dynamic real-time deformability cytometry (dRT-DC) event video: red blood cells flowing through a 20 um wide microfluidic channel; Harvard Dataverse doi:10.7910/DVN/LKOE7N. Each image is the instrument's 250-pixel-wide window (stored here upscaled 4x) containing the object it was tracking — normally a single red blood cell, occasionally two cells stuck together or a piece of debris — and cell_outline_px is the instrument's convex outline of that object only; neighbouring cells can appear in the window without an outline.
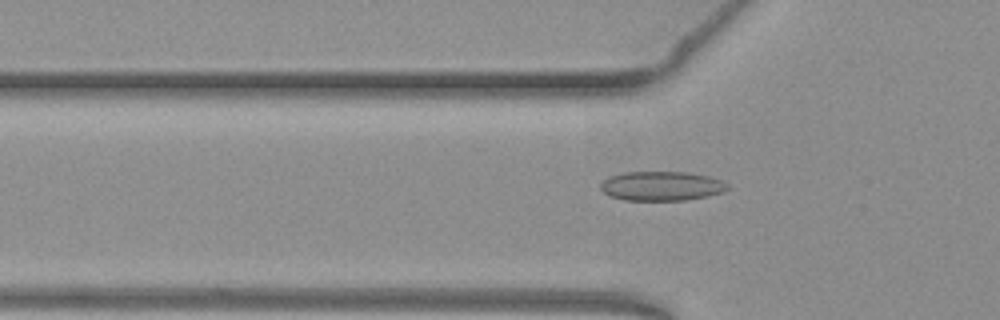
{"species": "common noctule bat (a hibernating species)", "species_latin": "Nyctalus noctula", "temperature_condition": "warm", "stored_images_in_passage": 40, "camera_frame_rate_fps": 3000, "um_per_image_px": 0.085, "animal": {"sex": "female", "body_mass_g": 19.3, "forearm_length_mm": 54.1}, "frame": {"image": 1, "passage_image": 10, "time_ms": 3.0, "image_size_px": [1000, 320], "cell_outline_px": [[728, 188], [724, 192], [708, 196], [688, 200], [624, 200], [608, 196], [600, 188], [600, 184], [608, 176], [624, 172], [688, 172], [708, 176], [720, 180], [728, 184]], "centroid_in_image_um": [56.21, 15.81], "position_along_channel_um": 69.6, "area_um2": 21.85}}
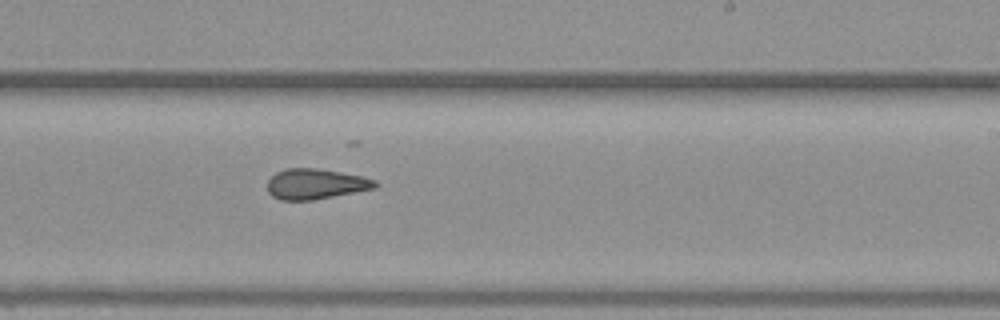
{"frame": {"image": 2, "passage_image": 25, "time_ms": 8.0, "image_size_px": [1000, 320], "cell_outline_px": [[380, 184], [376, 188], [312, 200], [280, 200], [272, 196], [268, 192], [268, 180], [276, 172], [288, 168], [316, 168], [340, 172], [360, 176], [376, 180]], "centroid_in_image_um": [26.83, 15.64], "position_along_channel_um": 262.2, "area_um2": 19.02}}
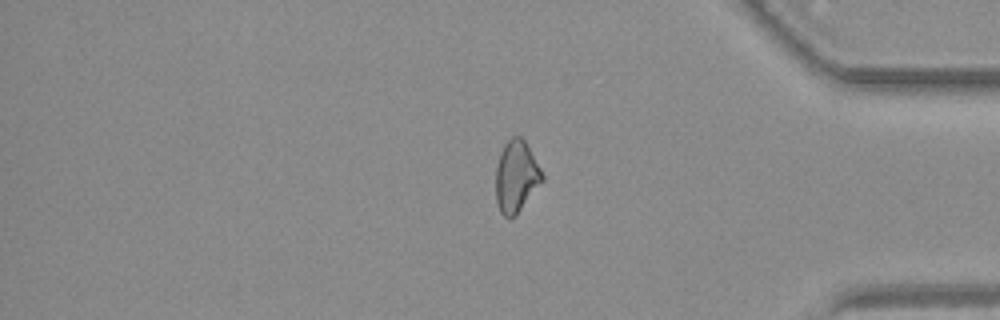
{"frame": {"image": 3, "passage_image": 37, "time_ms": 12.0, "image_size_px": [1000, 320], "cell_outline_px": [[544, 180], [516, 216], [508, 220], [500, 212], [496, 200], [496, 168], [500, 152], [504, 144], [512, 136], [520, 136], [524, 140], [540, 168], [544, 176]], "centroid_in_image_um": [43.87, 15.04], "position_along_channel_um": 391.3, "area_um2": 19.48}, "authors_computed_cell_mechanics": {"area_um2": 19.4786, "velocity_mm_per_s": 3.8381, "shape_relaxation_time_tau1_ms": null, "shape_relaxation_time_tau2_ms": 3.3995, "deformation_change_tau1": null, "deformation_change_tau2": 0.0899}}